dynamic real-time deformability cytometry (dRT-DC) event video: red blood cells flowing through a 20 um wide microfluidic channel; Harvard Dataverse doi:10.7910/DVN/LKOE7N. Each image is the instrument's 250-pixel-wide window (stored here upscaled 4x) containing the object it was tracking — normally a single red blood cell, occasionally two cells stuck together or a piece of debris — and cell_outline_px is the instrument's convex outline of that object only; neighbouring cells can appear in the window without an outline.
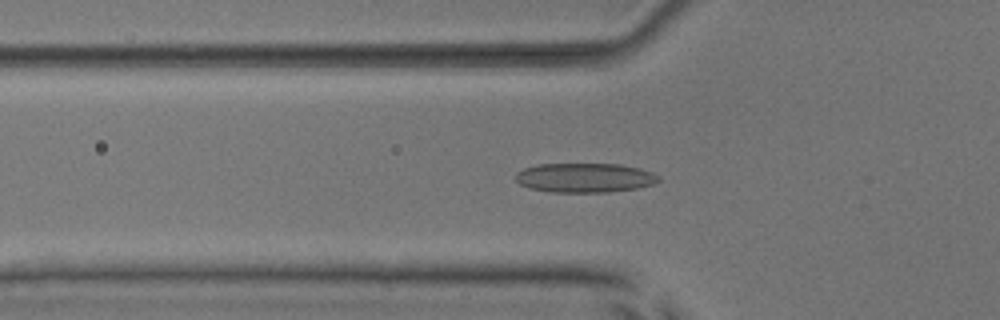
{"species": "common noctule bat (a hibernating species)", "species_latin": "Nyctalus noctula", "temperature_condition": "room temperature", "stored_images_in_passage": 48, "camera_frame_rate_fps": 3000, "um_per_image_px": 0.085, "animal": {"sex": "male", "body_mass_g": 17.9, "forearm_length_mm": 54.2}, "frame": {"image": 1, "passage_image": 13, "time_ms": 4.0, "image_size_px": [1000, 320], "cell_outline_px": [[660, 180], [652, 184], [640, 188], [608, 192], [552, 192], [528, 188], [520, 184], [516, 180], [516, 172], [524, 168], [536, 164], [620, 164], [640, 168], [652, 172], [660, 176]], "centroid_in_image_um": [49.71, 15.11], "position_along_channel_um": 76.1, "area_um2": 24.68}}
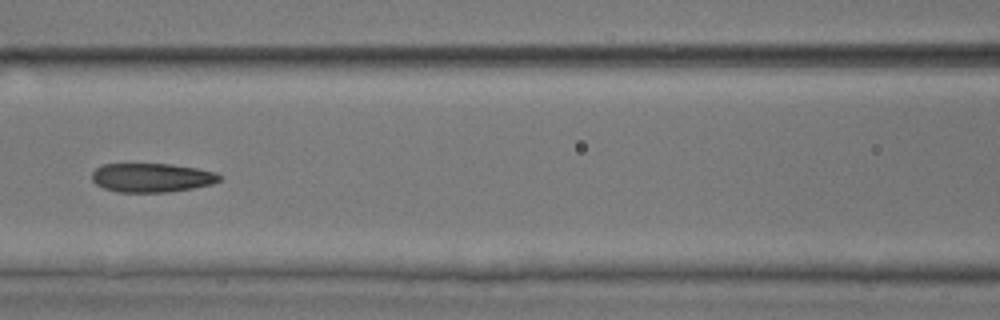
{"frame": {"image": 2, "passage_image": 19, "time_ms": 6.0, "image_size_px": [1000, 320], "cell_outline_px": [[220, 180], [212, 184], [192, 188], [168, 192], [116, 192], [104, 188], [96, 184], [92, 180], [92, 172], [96, 168], [104, 164], [172, 164], [196, 168], [216, 172], [220, 176]], "centroid_in_image_um": [12.88, 15.1], "position_along_channel_um": 153.7, "area_um2": 21.5}}
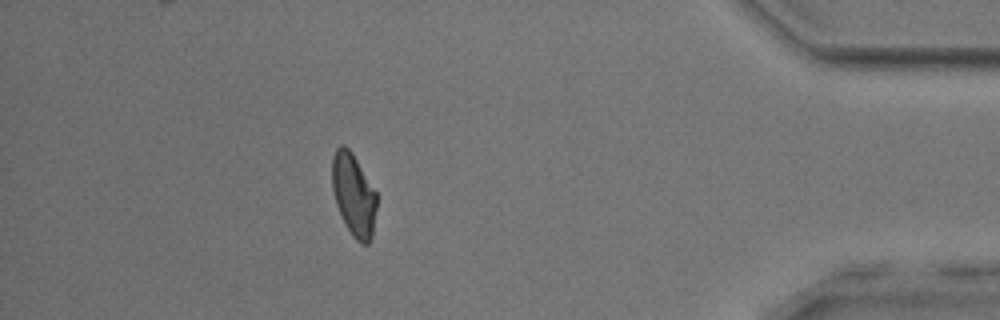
{"frame": {"image": 3, "passage_image": 42, "time_ms": 13.667, "image_size_px": [1000, 320], "cell_outline_px": [[376, 208], [372, 236], [368, 244], [360, 244], [352, 236], [336, 204], [332, 188], [332, 156], [336, 148], [340, 144], [344, 144], [352, 152], [376, 192]], "centroid_in_image_um": [30.05, 16.53], "position_along_channel_um": 405.2, "area_um2": 21.27}, "authors_computed_cell_mechanics": {"area_um2": 22.1952, "velocity_mm_per_s": 3.8648, "shape_relaxation_time_tau1_ms": 10.1575, "shape_relaxation_time_tau2_ms": 2.1948, "deformation_change_tau1": 0.2117, "deformation_change_tau2": 0.0966}}